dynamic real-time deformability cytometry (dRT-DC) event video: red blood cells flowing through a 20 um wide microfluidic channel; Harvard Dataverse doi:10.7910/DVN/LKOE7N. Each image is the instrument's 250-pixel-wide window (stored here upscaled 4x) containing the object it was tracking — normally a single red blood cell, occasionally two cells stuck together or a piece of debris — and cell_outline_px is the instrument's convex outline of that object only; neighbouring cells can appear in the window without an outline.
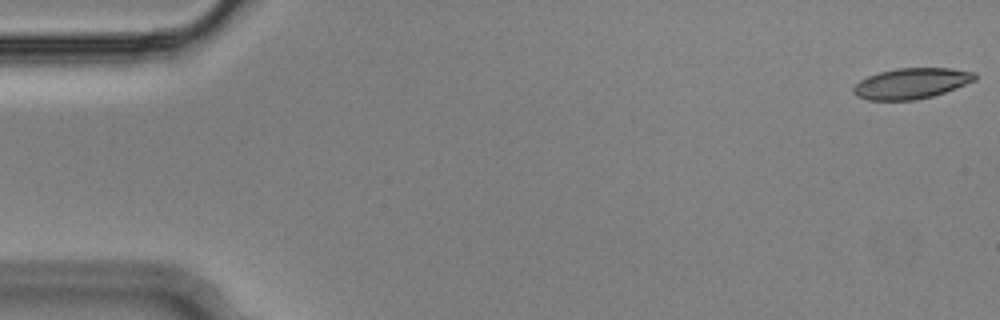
{"species": "Egyptian fruit bat (a non-hibernating species)", "species_latin": "Rousettus aegyptiacus", "temperature_condition": "cold", "stored_images_in_passage": 56, "camera_frame_rate_fps": 3000, "um_per_image_px": 0.085, "animal": {"sex": "male"}, "frame": {"image": 1, "passage_image": 1, "time_ms": 0.0, "image_size_px": [1000, 320], "cell_outline_px": [[976, 80], [956, 88], [932, 96], [916, 100], [868, 100], [856, 96], [852, 92], [852, 88], [860, 80], [868, 76], [880, 72], [896, 68], [952, 68], [976, 72]], "centroid_in_image_um": [77.47, 7.09], "position_along_channel_um": 7.5, "area_um2": 21.79}}
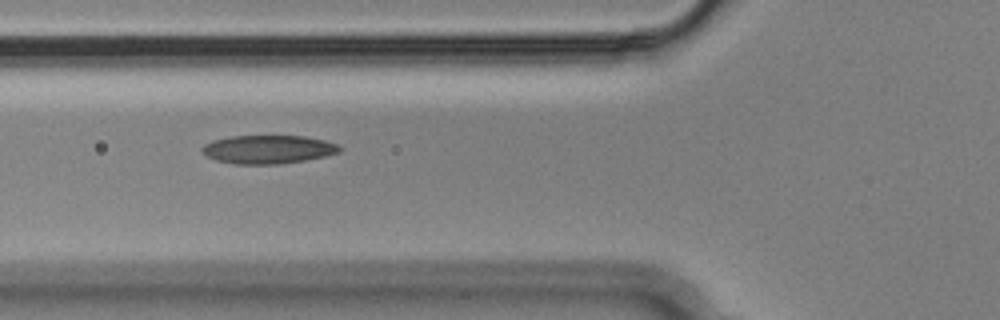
{"frame": {"image": 2, "passage_image": 20, "time_ms": 6.333, "image_size_px": [1000, 320], "cell_outline_px": [[344, 148], [340, 152], [324, 156], [304, 160], [280, 164], [236, 164], [216, 160], [208, 156], [200, 148], [204, 144], [212, 140], [232, 136], [304, 136], [324, 140], [336, 144]], "centroid_in_image_um": [22.8, 12.69], "position_along_channel_um": 103.0, "area_um2": 22.72}}
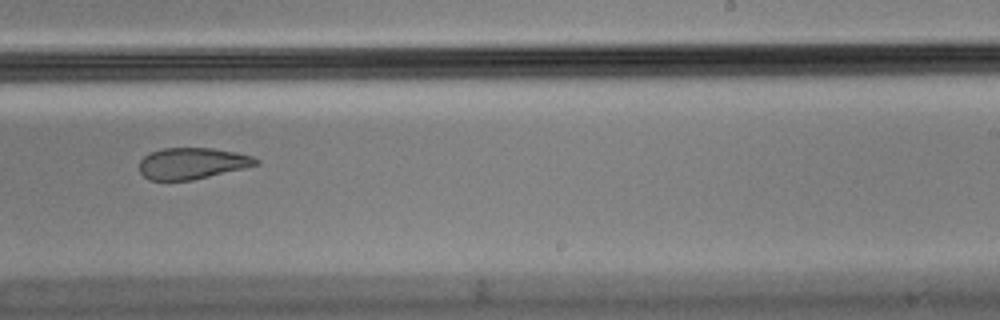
{"frame": {"image": 3, "passage_image": 34, "time_ms": 11.0, "image_size_px": [1000, 320], "cell_outline_px": [[260, 164], [244, 168], [192, 180], [148, 180], [140, 172], [140, 160], [144, 156], [152, 152], [164, 148], [212, 148], [236, 152], [252, 156], [260, 160]], "centroid_in_image_um": [16.35, 13.88], "position_along_channel_um": 272.7, "area_um2": 21.21}, "authors_computed_cell_mechanics": {"area_um2": 22.9755, "velocity_mm_per_s": 3.6334, "shape_relaxation_time_tau1_ms": null, "shape_relaxation_time_tau2_ms": 4.1087, "deformation_change_tau1": null, "deformation_change_tau2": 0.1082}}